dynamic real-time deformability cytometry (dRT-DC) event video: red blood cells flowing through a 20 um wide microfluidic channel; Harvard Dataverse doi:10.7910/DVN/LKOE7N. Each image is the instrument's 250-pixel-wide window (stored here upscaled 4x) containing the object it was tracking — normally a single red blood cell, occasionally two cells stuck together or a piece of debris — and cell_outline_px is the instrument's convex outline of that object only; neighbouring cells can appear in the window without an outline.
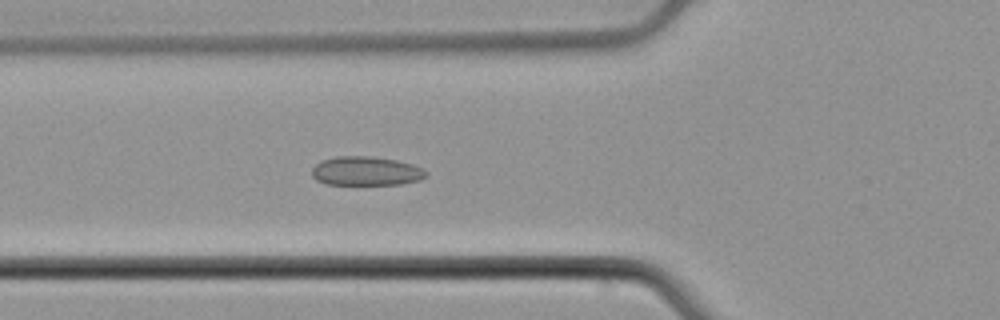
{"species": "common noctule bat (a hibernating species)", "species_latin": "Nyctalus noctula", "temperature_condition": "cold", "stored_images_in_passage": 53, "camera_frame_rate_fps": 3000, "um_per_image_px": 0.085, "animal": {"sex": "male", "body_mass_g": 21.5, "forearm_length_mm": 52.0}, "frame": {"image": 1, "passage_image": 19, "time_ms": 6.0, "image_size_px": [1000, 320], "cell_outline_px": [[428, 176], [420, 180], [400, 184], [324, 184], [316, 180], [312, 176], [312, 168], [320, 160], [336, 156], [372, 156], [396, 160], [412, 164], [428, 172]], "centroid_in_image_um": [31.09, 14.53], "position_along_channel_um": 94.7, "area_um2": 19.42}}
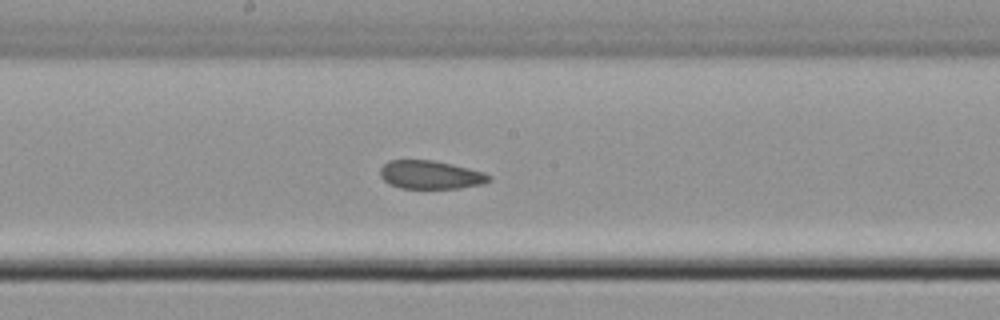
{"frame": {"image": 2, "passage_image": 28, "time_ms": 9.0, "image_size_px": [1000, 320], "cell_outline_px": [[492, 180], [484, 184], [460, 188], [400, 188], [388, 184], [380, 176], [380, 168], [388, 160], [432, 160], [452, 164], [484, 172], [492, 176]], "centroid_in_image_um": [36.61, 14.86], "position_along_channel_um": 211.6, "area_um2": 18.15}}
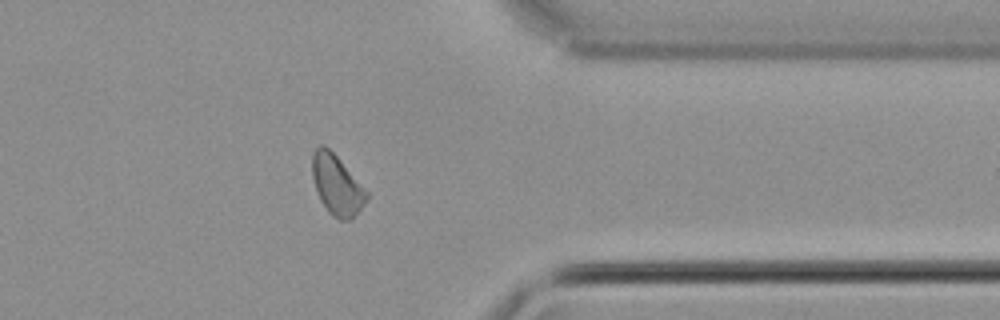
{"frame": {"image": 3, "passage_image": 42, "time_ms": 13.667, "image_size_px": [1000, 320], "cell_outline_px": [[368, 196], [364, 204], [352, 220], [340, 220], [332, 216], [328, 212], [320, 200], [316, 192], [312, 176], [312, 152], [320, 144], [324, 144], [336, 156], [368, 192]], "centroid_in_image_um": [28.6, 15.74], "position_along_channel_um": 382.8, "area_um2": 18.96}}